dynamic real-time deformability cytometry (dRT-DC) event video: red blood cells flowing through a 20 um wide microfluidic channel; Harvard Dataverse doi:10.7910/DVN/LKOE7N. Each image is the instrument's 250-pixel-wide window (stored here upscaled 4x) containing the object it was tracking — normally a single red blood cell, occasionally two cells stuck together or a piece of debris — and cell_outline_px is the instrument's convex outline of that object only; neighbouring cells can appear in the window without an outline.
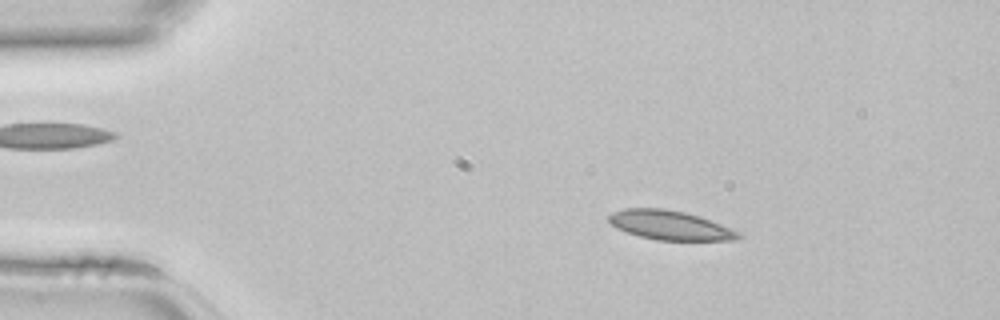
{"species": "common noctule bat (a hibernating species)", "species_latin": "Nyctalus noctula", "temperature_condition": "room temperature", "stored_images_in_passage": 8, "segment_of_instrument_passage": [1, 2], "camera_frame_rate_fps": 3000, "um_per_image_px": 0.085, "animal": {"sex": "female", "body_mass_g": 22.7, "forearm_length_mm": 54.2}, "frame": {"image": 1, "passage_image": 4, "time_ms": 1.0, "image_size_px": [1000, 320], "cell_outline_px": [[744, 236], [736, 240], [656, 240], [640, 236], [628, 232], [612, 224], [608, 220], [608, 216], [612, 212], [624, 208], [664, 208], [684, 212], [700, 216], [740, 232]], "centroid_in_image_um": [56.98, 19.14], "position_along_channel_um": 28.0, "area_um2": 21.96}}